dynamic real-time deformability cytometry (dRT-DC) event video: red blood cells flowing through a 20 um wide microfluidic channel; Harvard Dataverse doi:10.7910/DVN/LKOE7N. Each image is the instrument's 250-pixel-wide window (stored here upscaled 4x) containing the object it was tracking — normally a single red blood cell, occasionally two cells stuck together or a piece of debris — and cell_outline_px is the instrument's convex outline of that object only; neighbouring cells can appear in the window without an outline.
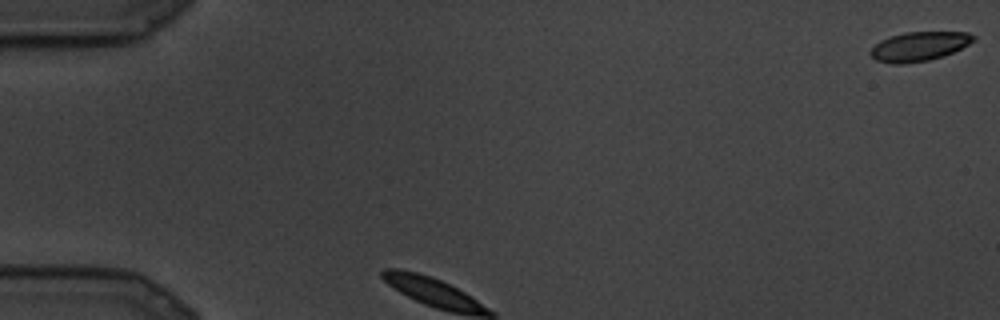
{"species": "common noctule bat (a hibernating species)", "species_latin": "Nyctalus noctula", "temperature_condition": "cold", "stored_images_in_passage": 59, "camera_frame_rate_fps": 3000, "um_per_image_px": 0.085, "animal": {"sex": "male", "body_mass_g": 19.5, "forearm_length_mm": 54.6}, "frame": {"image": 1, "passage_image": 1, "time_ms": 0.0, "image_size_px": [1000, 320], "cell_outline_px": [[976, 40], [952, 52], [928, 60], [904, 64], [892, 64], [876, 60], [868, 52], [880, 40], [892, 36], [908, 32], [968, 32], [976, 36]], "centroid_in_image_um": [78.12, 3.94], "position_along_channel_um": 6.9, "area_um2": 17.34}}
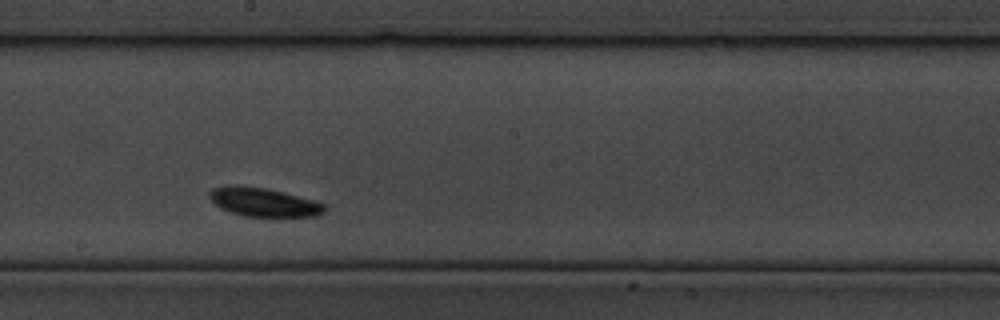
{"frame": {"image": 2, "passage_image": 31, "time_ms": 10.0, "image_size_px": [1000, 320], "cell_outline_px": [[328, 208], [324, 212], [316, 216], [280, 220], [272, 220], [244, 216], [228, 212], [220, 208], [208, 196], [208, 192], [212, 188], [228, 184], [236, 184], [264, 188], [312, 200], [324, 204]], "centroid_in_image_um": [22.41, 17.25], "position_along_channel_um": 225.8, "area_um2": 20.35}}
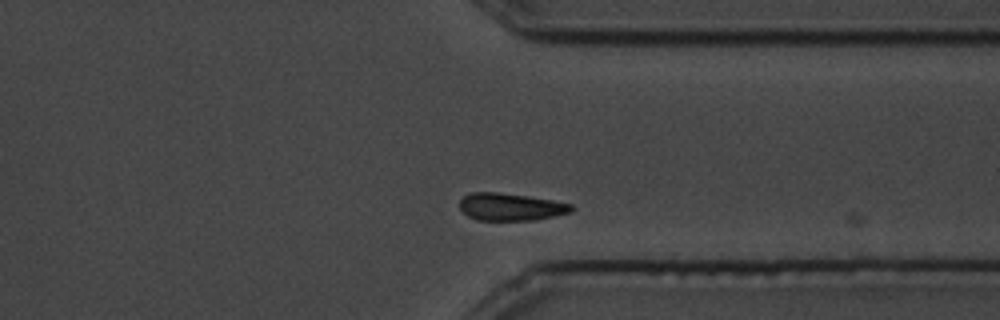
{"frame": {"image": 3, "passage_image": 52, "time_ms": 17.0, "image_size_px": [1000, 320], "cell_outline_px": [[576, 208], [572, 212], [532, 220], [476, 220], [468, 216], [460, 208], [460, 200], [468, 192], [496, 192], [528, 196], [552, 200], [572, 204]], "centroid_in_image_um": [43.41, 17.58], "position_along_channel_um": 368.0, "area_um2": 17.86}}